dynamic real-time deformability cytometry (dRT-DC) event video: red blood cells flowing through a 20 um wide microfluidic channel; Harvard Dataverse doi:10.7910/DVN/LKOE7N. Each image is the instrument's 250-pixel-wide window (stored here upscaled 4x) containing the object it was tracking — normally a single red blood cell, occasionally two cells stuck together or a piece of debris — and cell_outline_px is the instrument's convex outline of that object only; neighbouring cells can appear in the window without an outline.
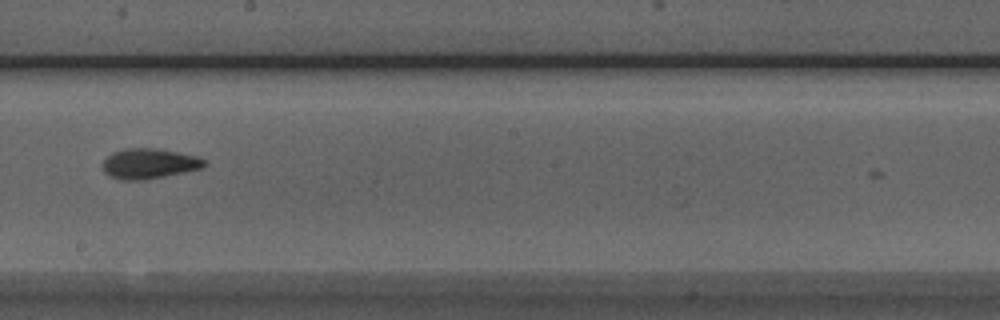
{"species": "Egyptian fruit bat (a non-hibernating species)", "species_latin": "Rousettus aegyptiacus", "temperature_condition": "room temperature", "stored_images_in_passage": 18, "camera_frame_rate_fps": 3000, "um_per_image_px": 0.085, "animal": {"sex": "male"}, "frame": {"image": 1, "passage_image": 15, "time_ms": 4.667, "image_size_px": [1000, 320], "cell_outline_px": [[208, 164], [200, 168], [164, 176], [140, 180], [120, 180], [108, 176], [104, 172], [104, 160], [112, 152], [124, 148], [160, 148], [196, 156], [204, 160]], "centroid_in_image_um": [12.65, 13.89], "position_along_channel_um": 235.6, "area_um2": 17.8}}